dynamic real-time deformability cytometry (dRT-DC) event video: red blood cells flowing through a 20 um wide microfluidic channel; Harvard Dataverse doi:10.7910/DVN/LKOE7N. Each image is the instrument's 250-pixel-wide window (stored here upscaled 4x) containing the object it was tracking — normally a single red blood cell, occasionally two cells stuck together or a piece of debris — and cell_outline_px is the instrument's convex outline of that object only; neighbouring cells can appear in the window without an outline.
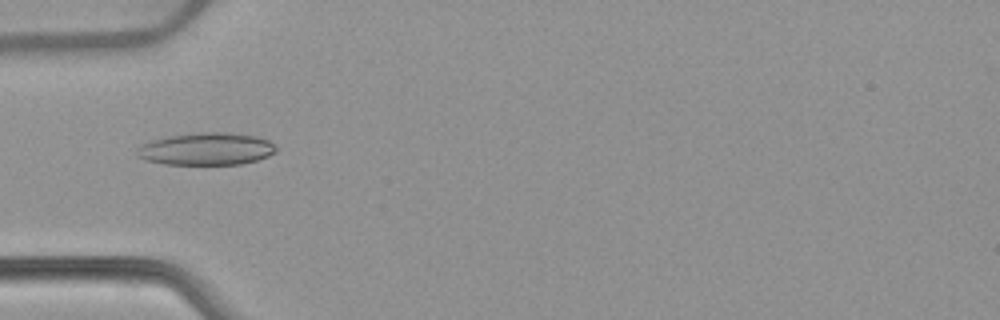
{"species": "common noctule bat (a hibernating species)", "species_latin": "Nyctalus noctula", "temperature_condition": "warm", "stored_images_in_passage": 51, "camera_frame_rate_fps": 3000, "um_per_image_px": 0.085, "animal": {"sex": "female", "body_mass_g": 22.7, "forearm_length_mm": 54.2}, "frame": {"image": 1, "passage_image": 16, "time_ms": 5.0, "image_size_px": [1000, 320], "cell_outline_px": [[276, 152], [268, 156], [256, 160], [240, 164], [164, 164], [144, 160], [136, 156], [136, 148], [140, 144], [152, 140], [172, 136], [196, 132], [228, 132], [256, 136], [268, 140], [276, 148]], "centroid_in_image_um": [17.5, 12.66], "position_along_channel_um": 67.5, "area_um2": 26.3}}
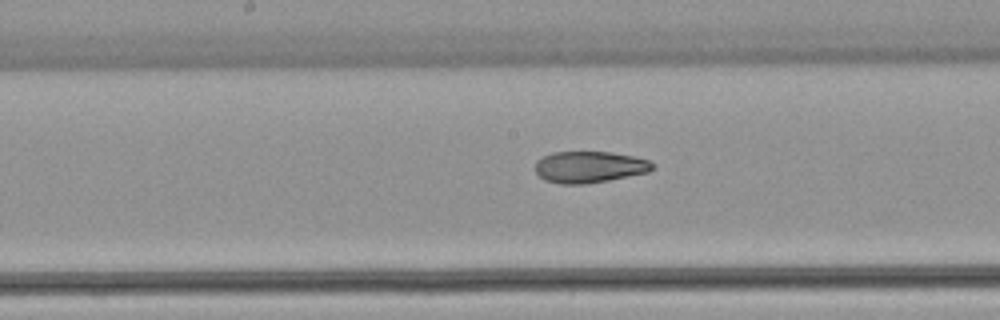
{"frame": {"image": 2, "passage_image": 26, "time_ms": 8.333, "image_size_px": [1000, 320], "cell_outline_px": [[656, 164], [648, 172], [608, 180], [584, 184], [560, 184], [544, 180], [536, 172], [536, 160], [552, 152], [608, 152], [632, 156], [648, 160]], "centroid_in_image_um": [50.08, 14.19], "position_along_channel_um": 198.1, "area_um2": 21.39}}
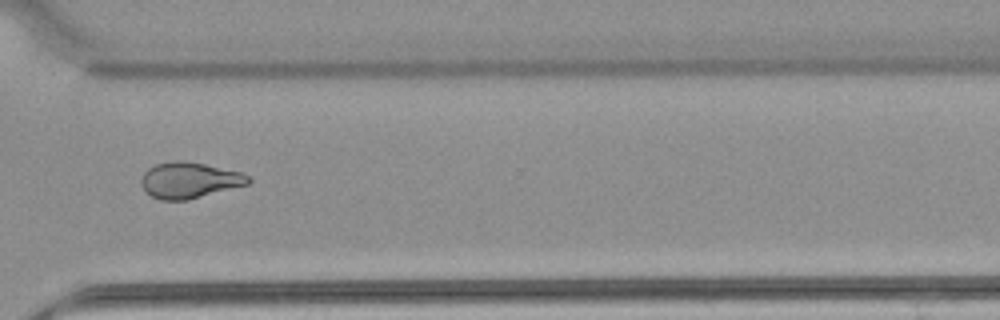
{"frame": {"image": 3, "passage_image": 38, "time_ms": 12.333, "image_size_px": [1000, 320], "cell_outline_px": [[252, 180], [248, 184], [188, 200], [160, 200], [152, 196], [140, 184], [140, 180], [144, 172], [148, 168], [156, 164], [172, 160], [184, 160], [204, 164], [240, 172], [248, 176]], "centroid_in_image_um": [16.07, 15.31], "position_along_channel_um": 354.5, "area_um2": 22.37}, "authors_computed_cell_mechanics": {"area_um2": 24.1604, "velocity_mm_per_s": 3.9134, "shape_relaxation_time_tau1_ms": null, "shape_relaxation_time_tau2_ms": 2.8895, "deformation_change_tau1": null, "deformation_change_tau2": 0.0989}}